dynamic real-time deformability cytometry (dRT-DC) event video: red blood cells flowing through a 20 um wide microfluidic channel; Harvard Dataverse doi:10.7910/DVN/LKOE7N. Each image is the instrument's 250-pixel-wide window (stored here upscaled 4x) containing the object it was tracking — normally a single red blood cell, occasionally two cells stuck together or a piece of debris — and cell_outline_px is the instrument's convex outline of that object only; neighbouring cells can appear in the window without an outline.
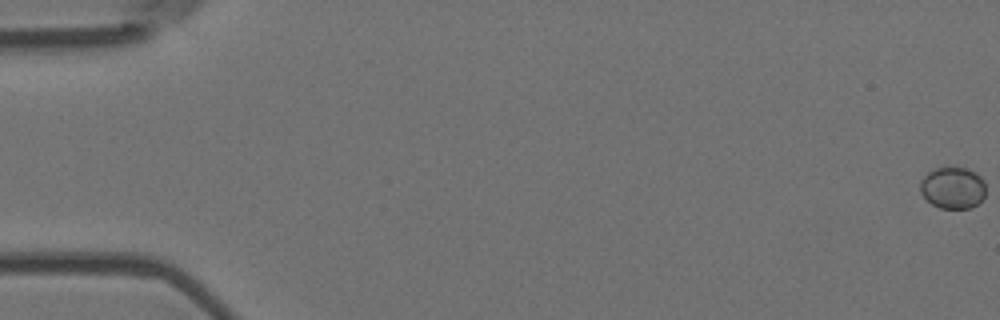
{"species": "Egyptian fruit bat (a non-hibernating species)", "species_latin": "Rousettus aegyptiacus", "temperature_condition": "room temperature", "stored_images_in_passage": 5, "camera_frame_rate_fps": 3000, "um_per_image_px": 0.085, "animal": {"sex": "female"}, "frame": {"image": 1, "passage_image": 1, "time_ms": 0.0, "image_size_px": [1000, 320], "cell_outline_px": [[984, 196], [976, 204], [968, 208], [940, 208], [932, 204], [920, 192], [920, 180], [928, 172], [936, 168], [968, 168], [980, 176], [984, 180]], "centroid_in_image_um": [80.97, 15.96], "position_along_channel_um": 4.0, "area_um2": 15.72}}
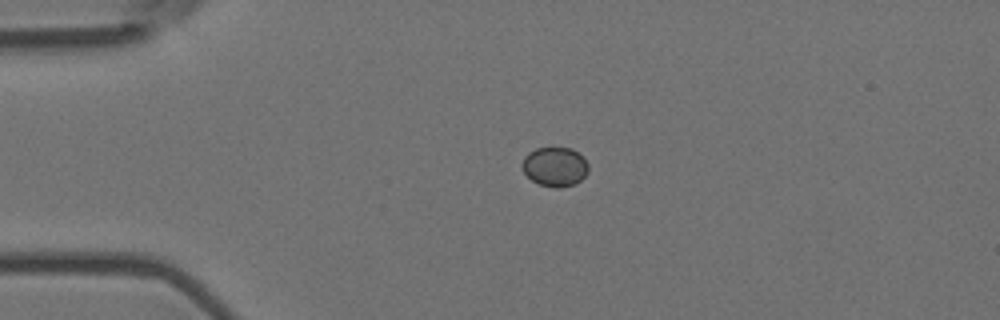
{"frame": {"image": 2, "passage_image": 4, "time_ms": 1.0, "image_size_px": [1000, 320], "cell_outline_px": [[588, 172], [580, 180], [572, 184], [560, 188], [556, 188], [540, 184], [532, 180], [524, 172], [520, 164], [524, 156], [528, 152], [536, 148], [572, 148], [584, 156], [588, 164]], "centroid_in_image_um": [47.16, 14.15], "position_along_channel_um": 37.8, "area_um2": 15.26}}